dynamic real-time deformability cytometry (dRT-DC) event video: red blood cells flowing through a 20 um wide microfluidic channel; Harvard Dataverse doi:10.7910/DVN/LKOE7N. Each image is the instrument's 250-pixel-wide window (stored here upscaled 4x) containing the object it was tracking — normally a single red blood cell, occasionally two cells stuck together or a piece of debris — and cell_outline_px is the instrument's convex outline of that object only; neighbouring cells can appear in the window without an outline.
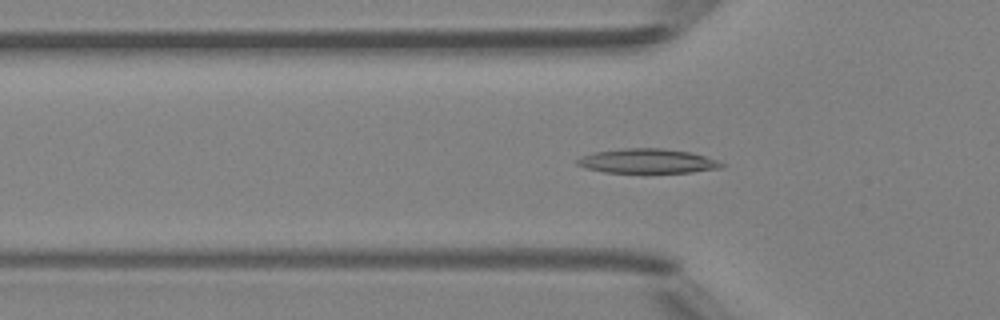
{"species": "Egyptian fruit bat (a non-hibernating species)", "species_latin": "Rousettus aegyptiacus", "temperature_condition": "room temperature", "stored_images_in_passage": 31, "camera_frame_rate_fps": 3000, "um_per_image_px": 0.085, "animal": {"sex": "female"}, "frame": {"image": 1, "passage_image": 5, "time_ms": 1.333, "image_size_px": [1000, 320], "cell_outline_px": [[724, 168], [692, 172], [644, 176], [604, 172], [588, 168], [576, 164], [576, 160], [580, 156], [596, 152], [624, 148], [660, 148], [688, 152], [704, 156], [716, 160], [724, 164]], "centroid_in_image_um": [55.03, 13.75], "position_along_channel_um": 70.8, "area_um2": 21.56}}
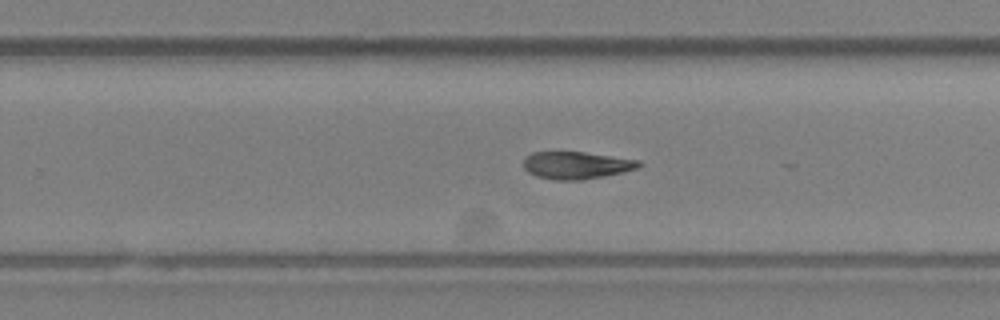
{"frame": {"image": 2, "passage_image": 20, "time_ms": 6.333, "image_size_px": [1000, 320], "cell_outline_px": [[644, 164], [640, 168], [624, 172], [604, 176], [580, 180], [556, 180], [536, 176], [528, 172], [524, 168], [524, 156], [532, 152], [584, 152], [640, 160]], "centroid_in_image_um": [49.02, 14.04], "position_along_channel_um": 280.8, "area_um2": 18.55}}
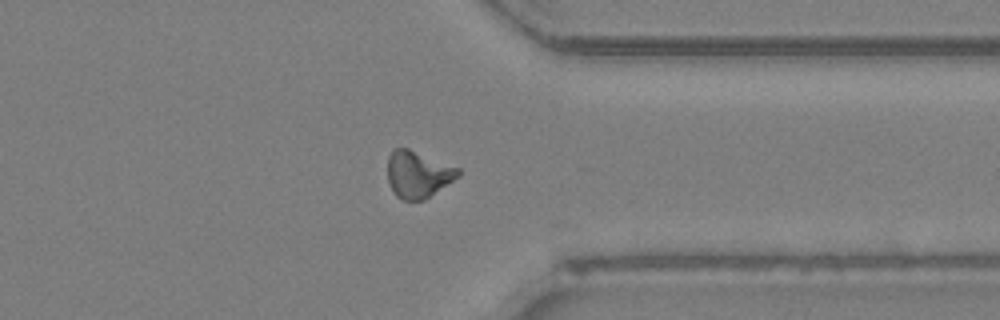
{"frame": {"image": 3, "passage_image": 27, "time_ms": 8.667, "image_size_px": [1000, 320], "cell_outline_px": [[460, 176], [424, 200], [404, 200], [396, 196], [388, 180], [388, 156], [392, 148], [408, 148], [460, 168]], "centroid_in_image_um": [35.53, 14.8], "position_along_channel_um": 375.9, "area_um2": 19.25}}